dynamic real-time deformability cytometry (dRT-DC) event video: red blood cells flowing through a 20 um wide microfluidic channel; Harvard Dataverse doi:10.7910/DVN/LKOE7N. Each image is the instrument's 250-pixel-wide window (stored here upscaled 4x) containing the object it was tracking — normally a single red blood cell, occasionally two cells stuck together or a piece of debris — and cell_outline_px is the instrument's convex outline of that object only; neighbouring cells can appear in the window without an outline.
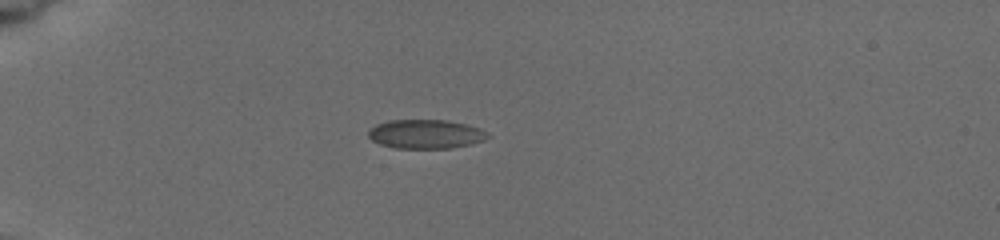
{"species": "common noctule bat (a hibernating species)", "species_latin": "Nyctalus noctula", "temperature_condition": "cold", "stored_images_in_passage": 4, "camera_frame_rate_fps": 3000, "um_per_image_px": 0.085, "animal": {"sex": "female", "body_mass_g": 19.5, "forearm_length_mm": 54.1}, "frame": {"image": 1, "passage_image": 3, "time_ms": 2.0, "image_size_px": [1000, 240], "cell_outline_px": [[488, 136], [484, 140], [472, 144], [448, 148], [396, 148], [380, 144], [372, 140], [368, 136], [368, 132], [376, 124], [388, 120], [444, 120], [464, 124], [480, 128]], "centroid_in_image_um": [36.15, 11.4], "position_along_channel_um": 48.9, "area_um2": 19.94}}